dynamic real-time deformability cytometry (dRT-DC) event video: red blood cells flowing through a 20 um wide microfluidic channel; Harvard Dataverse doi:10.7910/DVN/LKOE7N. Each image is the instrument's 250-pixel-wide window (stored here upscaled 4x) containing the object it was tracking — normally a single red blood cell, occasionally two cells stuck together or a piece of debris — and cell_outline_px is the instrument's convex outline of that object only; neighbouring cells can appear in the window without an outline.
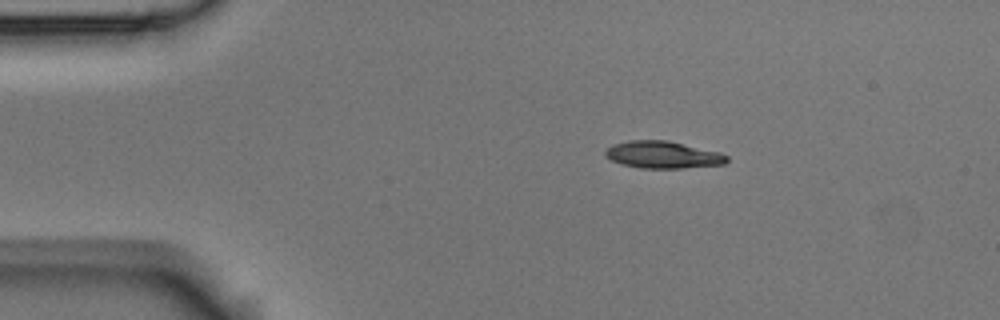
{"species": "Egyptian fruit bat (a non-hibernating species)", "species_latin": "Rousettus aegyptiacus", "temperature_condition": "room temperature", "stored_images_in_passage": 12, "camera_frame_rate_fps": 3000, "um_per_image_px": 0.085, "animal": {"sex": "male"}, "frame": {"image": 1, "passage_image": 1, "time_ms": 0.0, "image_size_px": [1000, 320], "cell_outline_px": [[728, 160], [724, 164], [680, 168], [640, 168], [620, 164], [604, 156], [604, 152], [612, 144], [628, 140], [668, 140], [720, 152], [728, 156]], "centroid_in_image_um": [56.32, 13.15], "position_along_channel_um": 28.7, "area_um2": 19.31}}
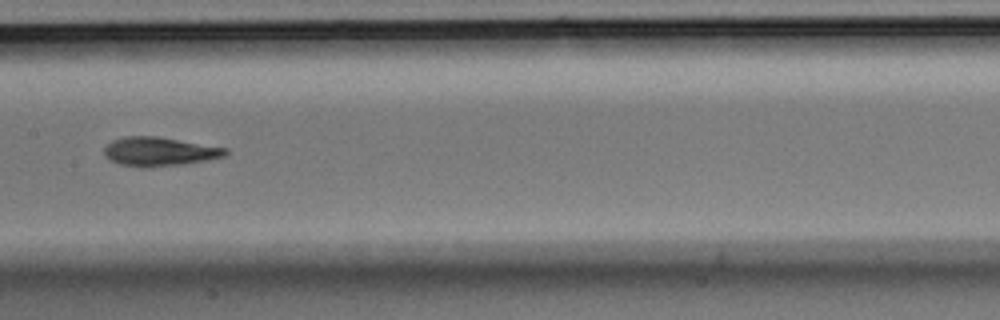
{"frame": {"image": 2, "passage_image": 6, "time_ms": 1.667, "image_size_px": [1000, 320], "cell_outline_px": [[228, 152], [224, 156], [204, 160], [180, 164], [148, 168], [120, 164], [104, 156], [104, 148], [112, 140], [124, 136], [156, 136], [228, 148]], "centroid_in_image_um": [13.52, 12.87], "position_along_channel_um": 193.9, "area_um2": 20.23}}
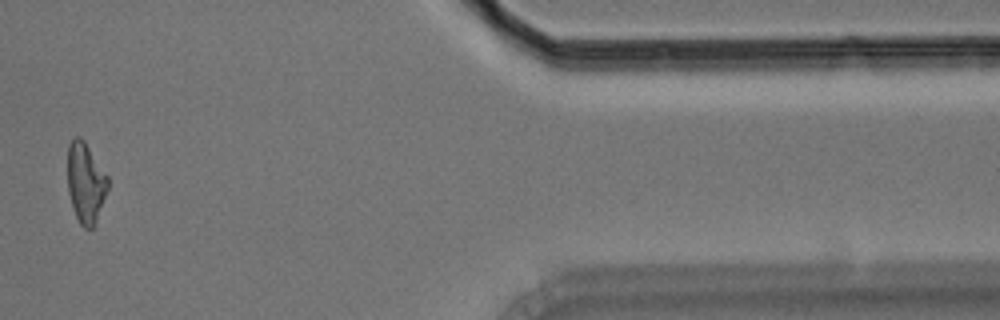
{"frame": {"image": 3, "passage_image": 11, "time_ms": 3.333, "image_size_px": [1000, 320], "cell_outline_px": [[108, 188], [96, 220], [92, 228], [84, 228], [80, 224], [76, 216], [68, 192], [68, 144], [76, 136], [80, 136], [84, 140], [108, 176]], "centroid_in_image_um": [7.27, 15.5], "position_along_channel_um": 404.1, "area_um2": 18.61}}